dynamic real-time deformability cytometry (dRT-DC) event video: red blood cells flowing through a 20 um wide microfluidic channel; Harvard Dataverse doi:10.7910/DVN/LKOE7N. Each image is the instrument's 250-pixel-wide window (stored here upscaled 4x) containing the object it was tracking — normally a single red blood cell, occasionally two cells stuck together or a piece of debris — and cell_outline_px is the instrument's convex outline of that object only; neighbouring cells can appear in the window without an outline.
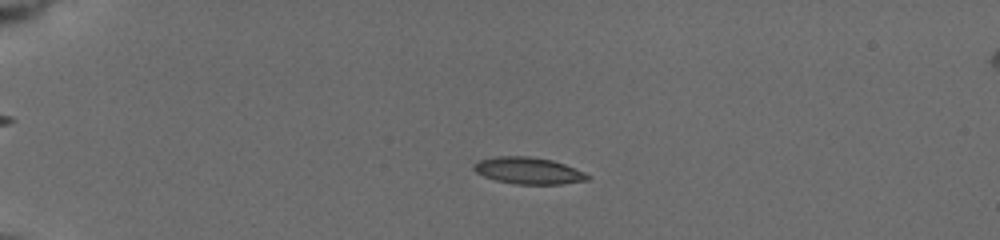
{"species": "common noctule bat (a hibernating species)", "species_latin": "Nyctalus noctula", "temperature_condition": "cold", "stored_images_in_passage": 44, "camera_frame_rate_fps": 3000, "um_per_image_px": 0.085, "animal": {"sex": "female", "body_mass_g": 19.5, "forearm_length_mm": 54.1}, "frame": {"image": 1, "passage_image": 2, "time_ms": 0.333, "image_size_px": [1000, 240], "cell_outline_px": [[592, 176], [588, 180], [560, 184], [516, 184], [496, 180], [484, 176], [476, 172], [472, 168], [472, 164], [480, 160], [496, 156], [528, 156], [552, 160], [564, 164], [584, 172]], "centroid_in_image_um": [44.91, 14.5], "position_along_channel_um": 40.1, "area_um2": 17.69}}
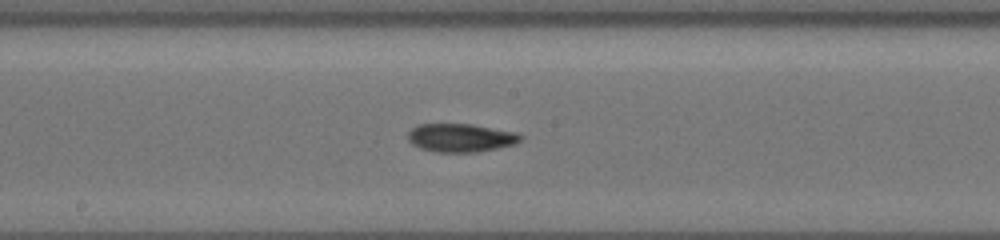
{"frame": {"image": 2, "passage_image": 20, "time_ms": 6.333, "image_size_px": [1000, 240], "cell_outline_px": [[524, 136], [516, 144], [476, 152], [436, 152], [420, 148], [412, 144], [408, 140], [408, 132], [412, 128], [420, 124], [472, 124], [516, 132]], "centroid_in_image_um": [39.16, 11.71], "position_along_channel_um": 209.0, "area_um2": 18.61}}
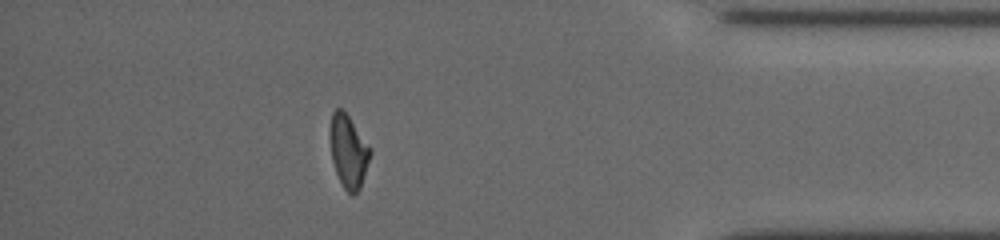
{"frame": {"image": 3, "passage_image": 38, "time_ms": 12.333, "image_size_px": [1000, 240], "cell_outline_px": [[372, 152], [360, 188], [352, 196], [344, 188], [336, 172], [332, 160], [332, 112], [336, 108], [340, 108], [348, 116], [372, 148]], "centroid_in_image_um": [29.67, 12.9], "position_along_channel_um": 405.5, "area_um2": 16.47}, "authors_computed_cell_mechanics": {"area_um2": 17.9469, "velocity_mm_per_s": 3.7649, "shape_relaxation_time_tau1_ms": 6.713, "shape_relaxation_time_tau2_ms": 6.9483, "deformation_change_tau1": 0.1841, "deformation_change_tau2": 0.156}}